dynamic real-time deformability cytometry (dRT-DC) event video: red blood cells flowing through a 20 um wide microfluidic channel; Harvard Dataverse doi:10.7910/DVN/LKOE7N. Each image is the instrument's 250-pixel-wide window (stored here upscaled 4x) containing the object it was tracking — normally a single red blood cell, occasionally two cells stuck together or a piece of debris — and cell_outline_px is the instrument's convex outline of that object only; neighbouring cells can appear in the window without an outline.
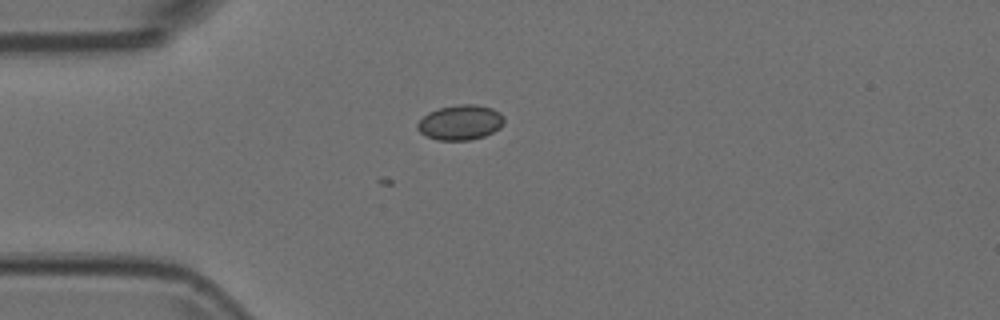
{"species": "Egyptian fruit bat (a non-hibernating species)", "species_latin": "Rousettus aegyptiacus", "temperature_condition": "room temperature", "stored_images_in_passage": 2, "camera_frame_rate_fps": 3000, "um_per_image_px": 0.085, "animal": {"sex": "female"}, "frame": {"image": 1, "passage_image": 2, "time_ms": 0.333, "image_size_px": [1000, 320], "cell_outline_px": [[504, 124], [500, 128], [484, 136], [468, 140], [440, 140], [428, 136], [420, 132], [416, 128], [416, 124], [428, 112], [440, 108], [460, 104], [476, 104], [492, 108], [500, 112], [504, 116]], "centroid_in_image_um": [39.15, 10.4], "position_along_channel_um": 45.8, "area_um2": 17.63}}